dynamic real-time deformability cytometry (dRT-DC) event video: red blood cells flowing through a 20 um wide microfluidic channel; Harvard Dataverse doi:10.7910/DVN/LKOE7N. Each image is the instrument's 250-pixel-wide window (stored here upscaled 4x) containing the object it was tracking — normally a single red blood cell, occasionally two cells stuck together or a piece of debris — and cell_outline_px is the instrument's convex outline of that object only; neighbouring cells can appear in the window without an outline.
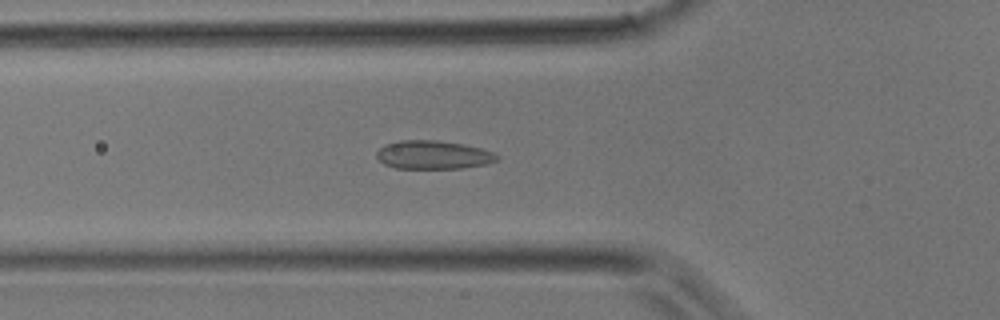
{"species": "common noctule bat (a hibernating species)", "species_latin": "Nyctalus noctula", "temperature_condition": "room temperature", "stored_images_in_passage": 39, "camera_frame_rate_fps": 3000, "um_per_image_px": 0.085, "animal": {"sex": "male", "body_mass_g": 17.9}, "frame": {"image": 1, "passage_image": 13, "time_ms": 4.0, "image_size_px": [1000, 320], "cell_outline_px": [[500, 156], [496, 160], [484, 164], [460, 168], [396, 168], [384, 164], [376, 156], [376, 152], [384, 144], [400, 140], [436, 140], [464, 144], [496, 152]], "centroid_in_image_um": [36.81, 13.15], "position_along_channel_um": 89.0, "area_um2": 19.94}}
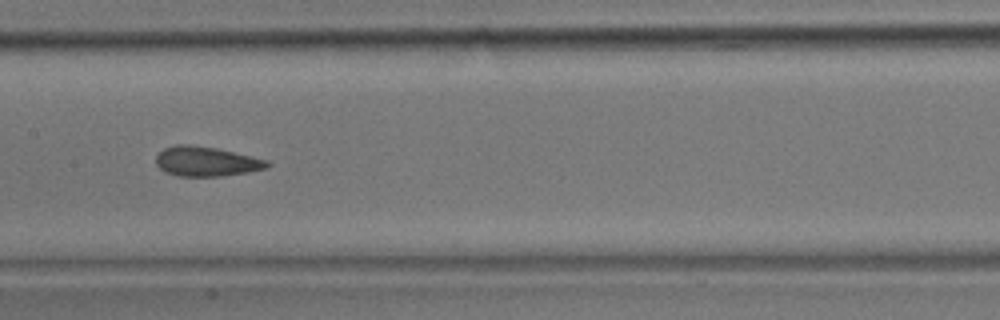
{"frame": {"image": 2, "passage_image": 19, "time_ms": 6.0, "image_size_px": [1000, 320], "cell_outline_px": [[272, 164], [268, 168], [248, 172], [224, 176], [176, 176], [164, 172], [156, 164], [156, 156], [164, 148], [176, 144], [188, 144], [216, 148], [252, 156], [268, 160]], "centroid_in_image_um": [17.55, 13.73], "position_along_channel_um": 189.9, "area_um2": 19.42}}
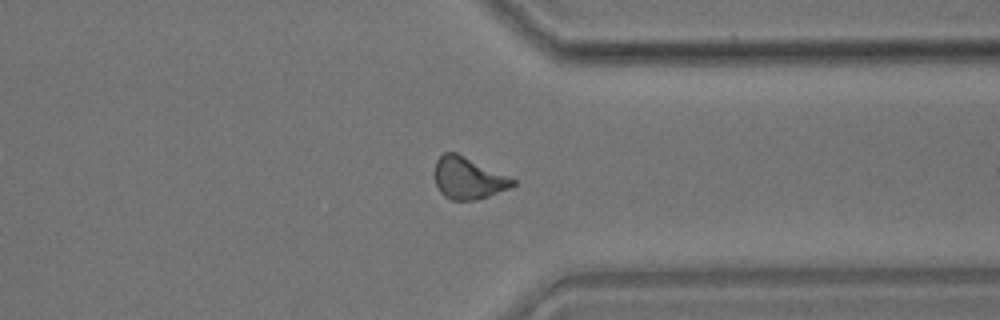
{"frame": {"image": 3, "passage_image": 30, "time_ms": 9.667, "image_size_px": [1000, 320], "cell_outline_px": [[516, 184], [508, 188], [488, 196], [476, 200], [452, 200], [444, 196], [440, 192], [432, 176], [432, 172], [436, 160], [444, 152], [456, 152], [516, 180]], "centroid_in_image_um": [39.72, 15.14], "position_along_channel_um": 371.7, "area_um2": 19.07}}